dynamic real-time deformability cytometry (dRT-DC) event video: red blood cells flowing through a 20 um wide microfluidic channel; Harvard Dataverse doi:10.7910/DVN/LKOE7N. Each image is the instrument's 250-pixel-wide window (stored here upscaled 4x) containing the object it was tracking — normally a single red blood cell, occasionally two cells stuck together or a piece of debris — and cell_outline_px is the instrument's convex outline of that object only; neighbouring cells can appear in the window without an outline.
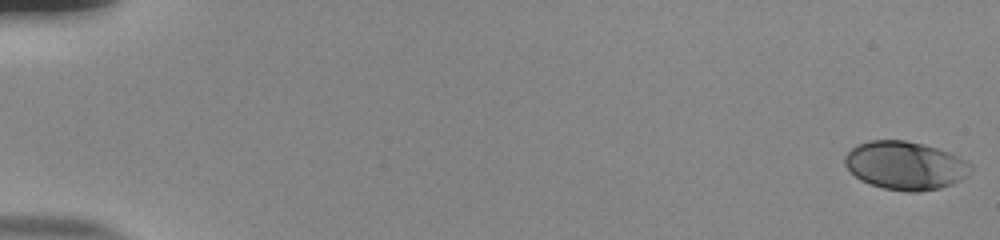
{"species": "human", "species_latin": "Homo sapiens", "temperature_condition": "room temperature", "stored_images_in_passage": 56, "camera_frame_rate_fps": 3000, "um_per_image_px": 0.085, "donor": {"sex": "male"}, "frame": {"image": 1, "passage_image": 1, "time_ms": 0.0, "image_size_px": [1000, 240], "cell_outline_px": [[972, 168], [968, 176], [952, 184], [940, 188], [920, 192], [908, 192], [884, 188], [868, 184], [860, 180], [844, 164], [844, 156], [852, 148], [860, 144], [872, 140], [904, 140], [924, 144], [948, 152], [972, 164]], "centroid_in_image_um": [76.95, 14.08], "position_along_channel_um": 8.0, "area_um2": 35.37}}
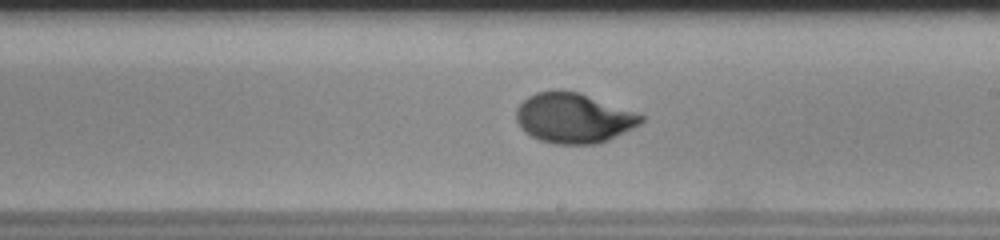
{"frame": {"image": 2, "passage_image": 34, "time_ms": 11.0, "image_size_px": [1000, 240], "cell_outline_px": [[644, 120], [640, 124], [608, 140], [596, 144], [556, 144], [540, 140], [524, 132], [520, 128], [516, 120], [516, 108], [528, 96], [536, 92], [552, 88], [560, 88], [580, 92], [644, 116]], "centroid_in_image_um": [48.7, 10.01], "position_along_channel_um": 240.3, "area_um2": 36.59}}
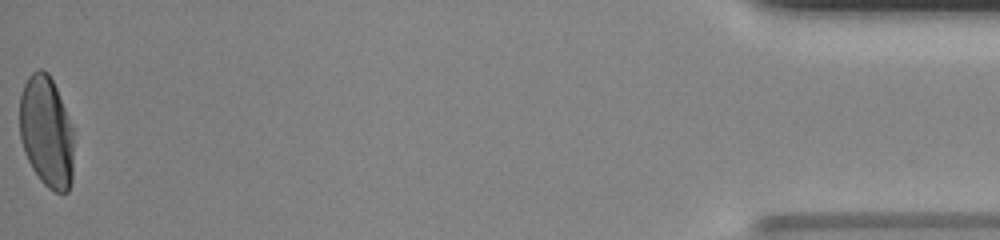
{"frame": {"image": 3, "passage_image": 56, "time_ms": 18.333, "image_size_px": [1000, 240], "cell_outline_px": [[72, 180], [68, 192], [56, 192], [48, 188], [40, 180], [32, 168], [24, 152], [20, 140], [20, 96], [24, 84], [28, 76], [32, 72], [40, 68], [48, 72], [56, 88], [72, 128]], "centroid_in_image_um": [3.92, 11.21], "position_along_channel_um": 431.3, "area_um2": 34.91}, "authors_computed_cell_mechanics": {"area_um2": 35.258, "velocity_mm_per_s": 3.7771, "shape_relaxation_time_tau1_ms": 3.3886, "shape_relaxation_time_tau2_ms": null, "deformation_change_tau1": 0.1682, "deformation_change_tau2": null}}